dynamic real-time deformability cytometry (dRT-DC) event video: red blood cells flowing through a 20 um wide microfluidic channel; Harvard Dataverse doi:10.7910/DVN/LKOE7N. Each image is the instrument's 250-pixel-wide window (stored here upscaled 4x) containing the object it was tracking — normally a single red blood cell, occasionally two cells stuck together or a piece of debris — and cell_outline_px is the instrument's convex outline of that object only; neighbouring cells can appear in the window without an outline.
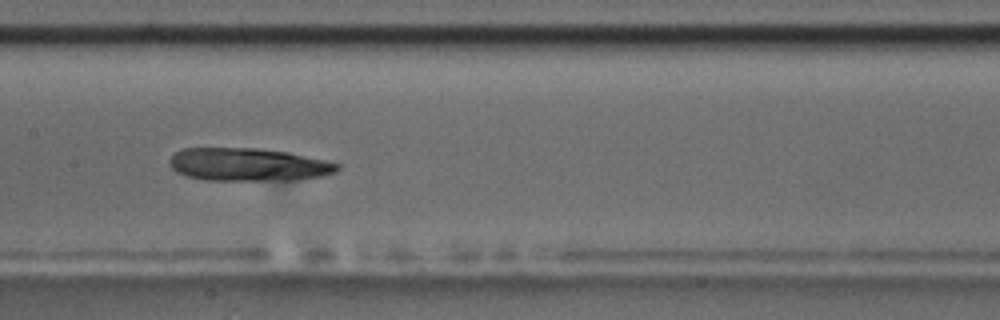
{"species": "common noctule bat (a hibernating species)", "species_latin": "Nyctalus noctula", "temperature_condition": "room temperature", "stored_images_in_passage": 12, "camera_frame_rate_fps": 3000, "um_per_image_px": 0.085, "animal": {"sex": "male", "body_mass_g": 17.5, "forearm_length_mm": 52.3}, "frame": {"image": 1, "passage_image": 9, "time_ms": 9.333, "image_size_px": [1000, 320], "cell_outline_px": [[340, 168], [336, 172], [324, 176], [296, 180], [204, 180], [188, 176], [176, 172], [168, 164], [168, 160], [176, 152], [184, 148], [256, 148], [288, 152], [324, 160], [340, 164]], "centroid_in_image_um": [21.1, 13.99], "position_along_channel_um": 186.3, "area_um2": 32.37}}